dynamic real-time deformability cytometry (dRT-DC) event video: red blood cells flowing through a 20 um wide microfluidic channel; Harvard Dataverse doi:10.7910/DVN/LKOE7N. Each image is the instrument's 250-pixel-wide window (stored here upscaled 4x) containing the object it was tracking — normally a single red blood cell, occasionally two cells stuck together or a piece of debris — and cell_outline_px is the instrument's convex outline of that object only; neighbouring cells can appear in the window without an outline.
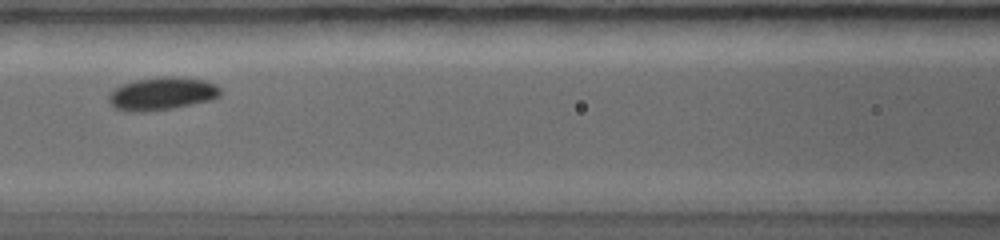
{"species": "common noctule bat (a hibernating species)", "species_latin": "Nyctalus noctula", "temperature_condition": "warm", "stored_images_in_passage": 11, "camera_frame_rate_fps": 5000, "um_per_image_px": 0.085, "animal": {"sex": "female", "body_mass_g": 19.0, "forearm_length_mm": 56.7}, "frame": {"image": 1, "passage_image": 5, "time_ms": 3.2, "image_size_px": [1000, 240], "cell_outline_px": [[220, 96], [208, 100], [172, 108], [144, 112], [128, 112], [116, 108], [108, 100], [108, 96], [116, 88], [124, 84], [136, 80], [164, 76], [176, 76], [204, 80], [216, 84], [220, 88]], "centroid_in_image_um": [13.77, 7.96], "position_along_channel_um": 152.8, "area_um2": 21.15}}
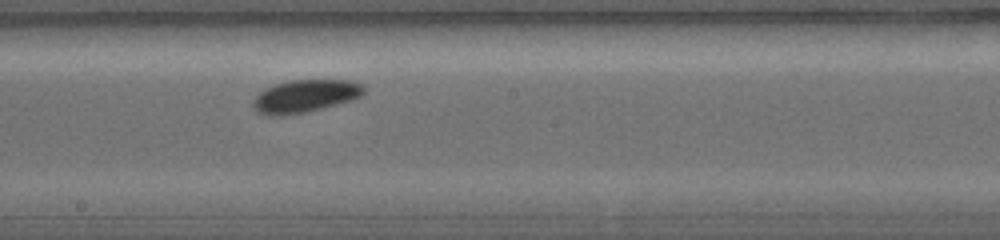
{"frame": {"image": 2, "passage_image": 7, "time_ms": 4.6, "image_size_px": [1000, 240], "cell_outline_px": [[364, 92], [360, 96], [348, 100], [304, 112], [280, 116], [268, 116], [256, 112], [252, 104], [256, 96], [260, 92], [276, 84], [292, 80], [348, 80], [360, 84], [364, 88]], "centroid_in_image_um": [25.87, 8.17], "position_along_channel_um": 222.3, "area_um2": 20.52}}